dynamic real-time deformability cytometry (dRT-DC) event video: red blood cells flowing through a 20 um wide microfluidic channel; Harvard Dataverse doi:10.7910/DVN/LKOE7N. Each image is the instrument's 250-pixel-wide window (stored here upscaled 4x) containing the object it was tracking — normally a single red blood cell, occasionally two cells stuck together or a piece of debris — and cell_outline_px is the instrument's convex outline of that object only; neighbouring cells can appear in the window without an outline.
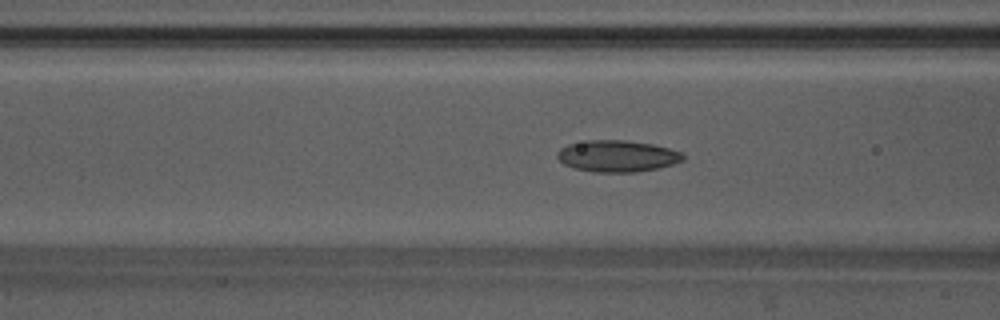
{"species": "Egyptian fruit bat (a non-hibernating species)", "species_latin": "Rousettus aegyptiacus", "temperature_condition": "warm", "stored_images_in_passage": 37, "camera_frame_rate_fps": 3000, "um_per_image_px": 0.085, "animal": {"sex": "male"}, "frame": {"image": 1, "passage_image": 4, "time_ms": 1.0, "image_size_px": [1000, 320], "cell_outline_px": [[680, 156], [676, 160], [668, 164], [652, 168], [580, 168], [568, 164], [560, 160], [560, 152], [564, 148], [580, 144], [644, 144], [664, 148], [676, 152]], "centroid_in_image_um": [52.47, 13.27], "position_along_channel_um": 114.1, "area_um2": 17.92}}
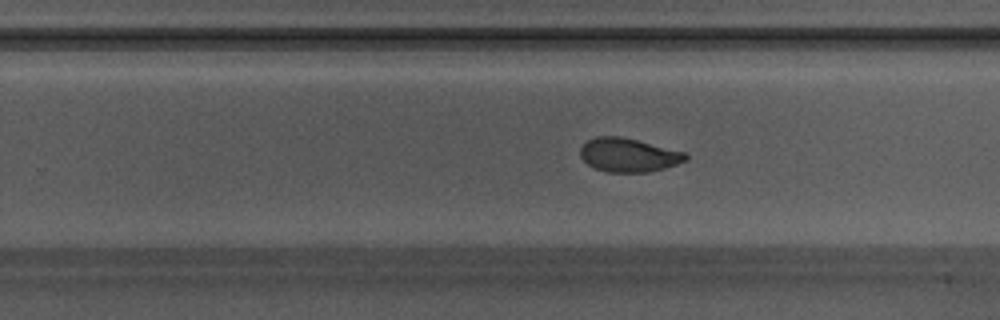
{"frame": {"image": 2, "passage_image": 17, "time_ms": 5.333, "image_size_px": [1000, 320], "cell_outline_px": [[688, 156], [684, 160], [660, 168], [640, 172], [620, 172], [600, 168], [584, 160], [584, 144], [592, 140], [632, 140], [680, 152]], "centroid_in_image_um": [53.49, 13.24], "position_along_channel_um": 276.3, "area_um2": 17.74}}
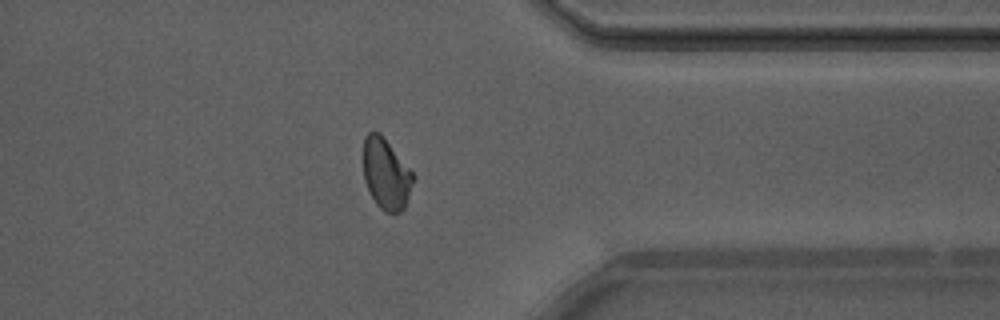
{"frame": {"image": 3, "passage_image": 26, "time_ms": 8.333, "image_size_px": [1000, 320], "cell_outline_px": [[412, 180], [404, 204], [396, 212], [388, 212], [372, 196], [368, 188], [364, 176], [364, 140], [372, 132], [376, 132], [384, 140], [412, 172]], "centroid_in_image_um": [32.78, 14.76], "position_along_channel_um": 378.6, "area_um2": 18.67}}